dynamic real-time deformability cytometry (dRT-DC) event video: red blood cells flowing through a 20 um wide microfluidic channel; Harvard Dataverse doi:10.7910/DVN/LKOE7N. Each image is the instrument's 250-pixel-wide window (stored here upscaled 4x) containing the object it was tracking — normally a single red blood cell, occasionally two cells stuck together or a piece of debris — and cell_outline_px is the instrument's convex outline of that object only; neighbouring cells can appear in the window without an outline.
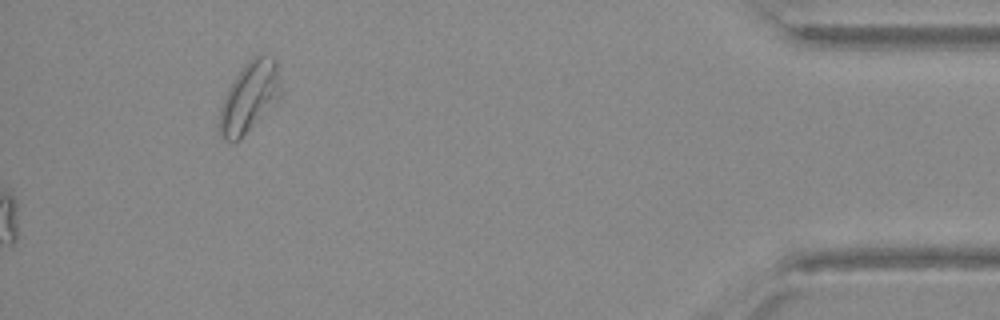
{"species": "Egyptian fruit bat (a non-hibernating species)", "species_latin": "Rousettus aegyptiacus", "temperature_condition": "warm", "stored_images_in_passage": 32, "segment_of_instrument_passage": [2, 2], "camera_frame_rate_fps": 3000, "um_per_image_px": 0.085, "animal": {"sex": "female"}, "frame": {"image": 1, "passage_image": 32, "time_ms": 10.333, "image_size_px": [1000, 320], "cell_outline_px": [[280, 96], [240, 140], [232, 144], [224, 140], [220, 132], [220, 108], [228, 88], [232, 80], [244, 64], [252, 56], [260, 52], [276, 60], [280, 76]], "centroid_in_image_um": [21.19, 8.22], "position_along_channel_um": 414.0, "area_um2": 25.09}}